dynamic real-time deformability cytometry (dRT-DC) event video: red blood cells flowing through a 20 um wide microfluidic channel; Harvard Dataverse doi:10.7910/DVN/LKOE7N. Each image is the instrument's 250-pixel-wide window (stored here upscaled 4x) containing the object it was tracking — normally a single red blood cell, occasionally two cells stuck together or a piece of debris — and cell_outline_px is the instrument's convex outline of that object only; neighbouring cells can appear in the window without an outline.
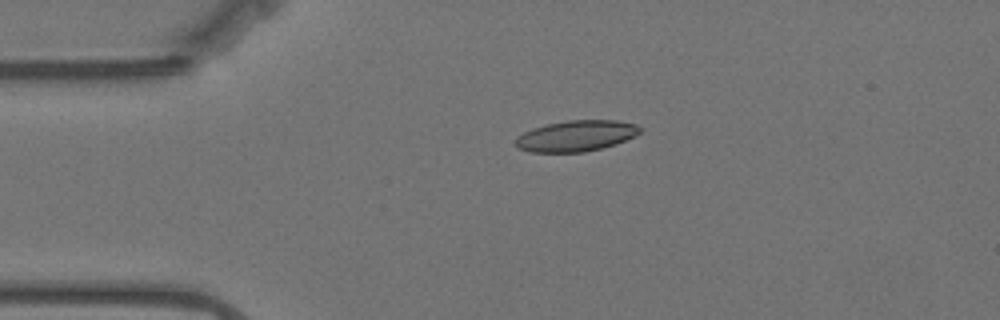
{"species": "Egyptian fruit bat (a non-hibernating species)", "species_latin": "Rousettus aegyptiacus", "temperature_condition": "warm", "stored_images_in_passage": 40, "camera_frame_rate_fps": 3000, "um_per_image_px": 0.085, "animal": {"sex": "female"}, "frame": {"image": 1, "passage_image": 2, "time_ms": 0.333, "image_size_px": [1000, 320], "cell_outline_px": [[640, 132], [636, 136], [600, 148], [584, 152], [528, 152], [516, 148], [516, 136], [532, 128], [548, 124], [568, 120], [616, 120], [636, 124], [640, 128]], "centroid_in_image_um": [48.92, 11.55], "position_along_channel_um": 36.1, "area_um2": 22.31}}
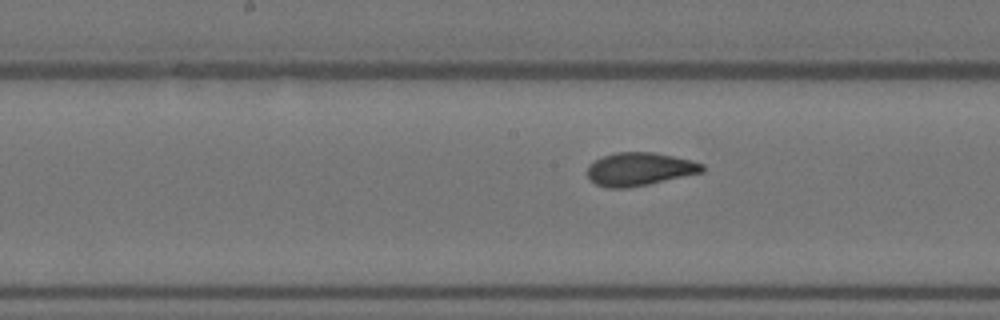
{"frame": {"image": 2, "passage_image": 18, "time_ms": 5.667, "image_size_px": [1000, 320], "cell_outline_px": [[704, 172], [648, 184], [628, 188], [608, 188], [596, 184], [588, 176], [588, 164], [604, 156], [616, 152], [652, 152], [692, 160], [704, 164]], "centroid_in_image_um": [54.38, 14.37], "position_along_channel_um": 193.8, "area_um2": 22.08}}
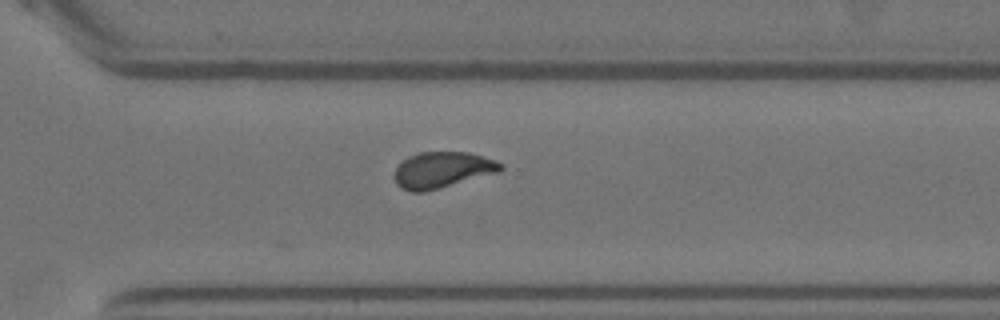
{"frame": {"image": 3, "passage_image": 30, "time_ms": 9.667, "image_size_px": [1000, 320], "cell_outline_px": [[504, 168], [500, 172], [440, 188], [424, 192], [412, 192], [400, 188], [396, 184], [392, 176], [396, 168], [408, 156], [420, 152], [468, 152], [484, 156], [496, 160], [504, 164]], "centroid_in_image_um": [37.61, 14.45], "position_along_channel_um": 333.0, "area_um2": 22.66}, "authors_computed_cell_mechanics": {"area_um2": 22.0796, "velocity_mm_per_s": 3.4975, "shape_relaxation_time_tau1_ms": null, "shape_relaxation_time_tau2_ms": 1.1701, "deformation_change_tau1": null, "deformation_change_tau2": 0.0619}}